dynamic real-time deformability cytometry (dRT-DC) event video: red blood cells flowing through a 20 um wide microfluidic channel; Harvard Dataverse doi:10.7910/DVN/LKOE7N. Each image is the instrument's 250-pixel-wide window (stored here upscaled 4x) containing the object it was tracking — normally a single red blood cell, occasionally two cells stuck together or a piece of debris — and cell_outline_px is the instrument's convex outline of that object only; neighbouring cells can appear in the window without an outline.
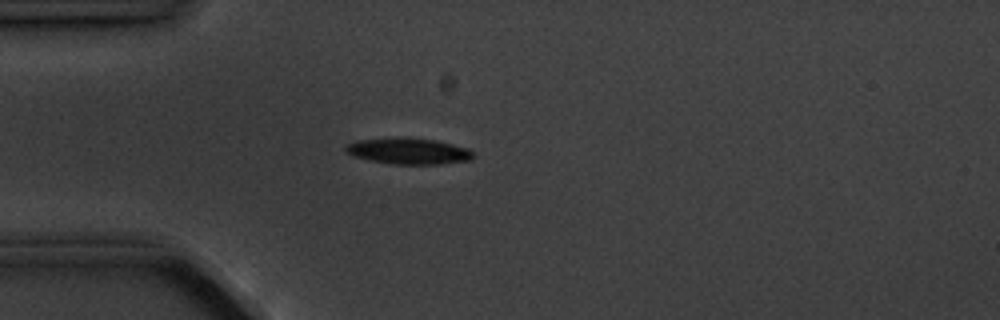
{"species": "common noctule bat (a hibernating species)", "species_latin": "Nyctalus noctula", "temperature_condition": "cold", "stored_images_in_passage": 4, "camera_frame_rate_fps": 3000, "um_per_image_px": 0.085, "animal": {"sex": "male", "body_mass_g": 20.1, "forearm_length_mm": 53.5}, "frame": {"image": 1, "passage_image": 2, "time_ms": 1.333, "image_size_px": [1000, 320], "cell_outline_px": [[476, 156], [472, 160], [440, 164], [396, 164], [372, 160], [356, 156], [348, 152], [344, 148], [348, 144], [356, 140], [432, 140], [452, 144], [468, 148]], "centroid_in_image_um": [34.84, 12.89], "position_along_channel_um": 50.2, "area_um2": 18.26}}